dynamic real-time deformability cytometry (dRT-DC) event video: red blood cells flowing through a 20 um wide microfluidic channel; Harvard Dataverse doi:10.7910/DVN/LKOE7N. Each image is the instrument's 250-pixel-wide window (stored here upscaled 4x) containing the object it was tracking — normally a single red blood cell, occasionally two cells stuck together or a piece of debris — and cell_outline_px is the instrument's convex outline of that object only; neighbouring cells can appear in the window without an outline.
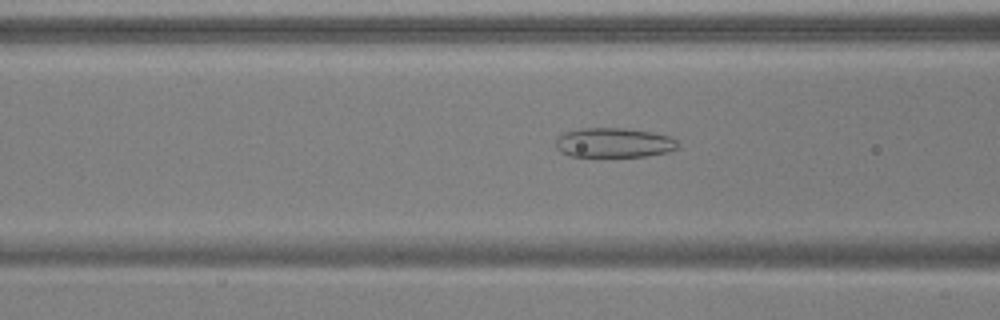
{"species": "common noctule bat (a hibernating species)", "species_latin": "Nyctalus noctula", "temperature_condition": "warm", "stored_images_in_passage": 38, "camera_frame_rate_fps": 3000, "um_per_image_px": 0.085, "animal": {"sex": "male", "body_mass_g": 17.9, "forearm_length_mm": 54.2}, "frame": {"image": 1, "passage_image": 6, "time_ms": 1.667, "image_size_px": [1000, 320], "cell_outline_px": [[680, 144], [676, 148], [668, 152], [648, 156], [568, 156], [560, 152], [556, 148], [556, 140], [564, 132], [580, 128], [624, 128], [652, 132], [668, 136], [676, 140]], "centroid_in_image_um": [52.17, 12.13], "position_along_channel_um": 114.4, "area_um2": 21.1}}
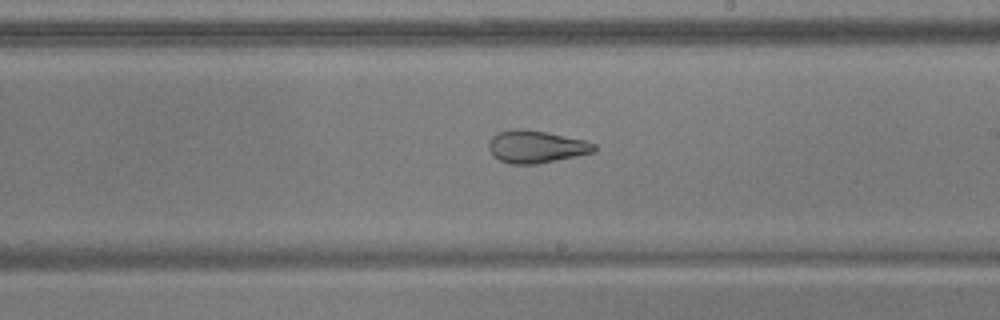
{"frame": {"image": 2, "passage_image": 16, "time_ms": 5.0, "image_size_px": [1000, 320], "cell_outline_px": [[596, 152], [536, 164], [512, 164], [500, 160], [492, 156], [488, 148], [488, 144], [492, 136], [496, 132], [516, 128], [544, 132], [584, 140], [596, 144]], "centroid_in_image_um": [45.54, 12.47], "position_along_channel_um": 243.5, "area_um2": 19.88}}
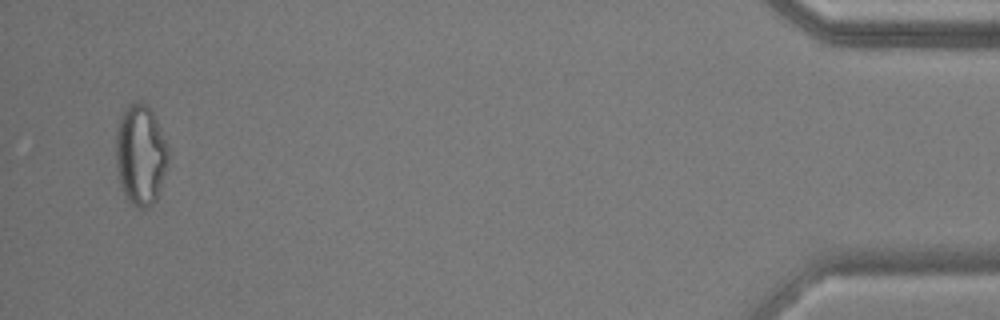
{"frame": {"image": 3, "passage_image": 36, "time_ms": 11.667, "image_size_px": [1000, 320], "cell_outline_px": [[168, 164], [156, 200], [148, 208], [136, 208], [124, 196], [120, 184], [116, 164], [116, 128], [120, 116], [124, 108], [128, 104], [136, 100], [144, 100], [152, 112], [168, 144]], "centroid_in_image_um": [11.94, 13.13], "position_along_channel_um": 423.3, "area_um2": 31.21}, "authors_computed_cell_mechanics": {"area_um2": 22.5709, "velocity_mm_per_s": 3.8711, "shape_relaxation_time_tau1_ms": null, "shape_relaxation_time_tau2_ms": 1.993, "deformation_change_tau1": null, "deformation_change_tau2": 0.0911}}